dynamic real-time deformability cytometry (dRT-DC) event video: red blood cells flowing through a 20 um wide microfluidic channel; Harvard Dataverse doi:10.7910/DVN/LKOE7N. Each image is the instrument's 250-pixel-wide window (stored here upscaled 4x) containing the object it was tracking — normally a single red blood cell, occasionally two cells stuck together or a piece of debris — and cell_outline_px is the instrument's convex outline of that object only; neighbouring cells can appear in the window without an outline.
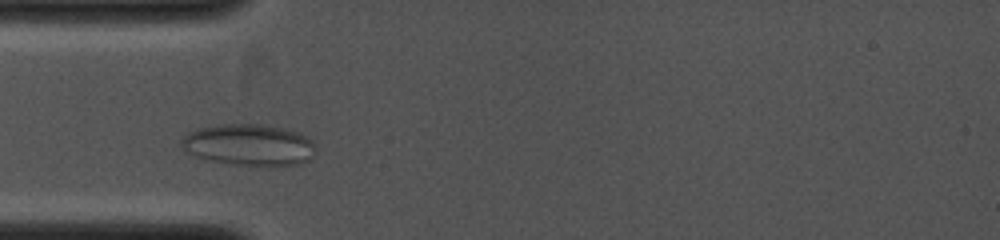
{"species": "common noctule bat (a hibernating species)", "species_latin": "Nyctalus noctula", "temperature_condition": "cold", "stored_images_in_passage": 25, "camera_frame_rate_fps": 4000, "um_per_image_px": 0.085, "animal": {"sex": "female", "body_mass_g": 19.0, "forearm_length_mm": 53.3}, "frame": {"image": 1, "passage_image": 4, "time_ms": 1.5, "image_size_px": [1000, 240], "cell_outline_px": [[316, 152], [308, 160], [296, 164], [228, 164], [208, 160], [196, 156], [188, 152], [180, 144], [180, 140], [188, 132], [196, 128], [220, 124], [260, 124], [284, 128], [300, 132], [308, 136], [312, 140]], "centroid_in_image_um": [21.15, 12.28], "position_along_channel_um": 63.9, "area_um2": 32.31}}
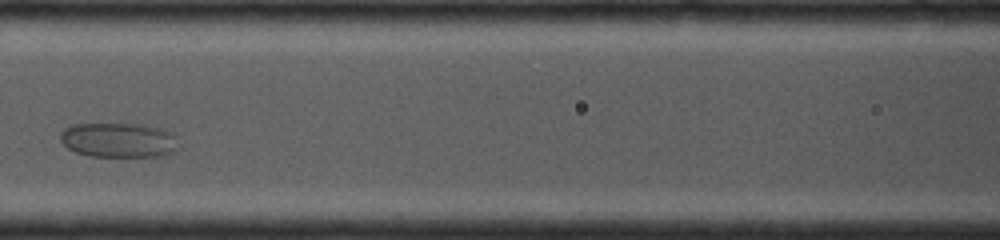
{"frame": {"image": 2, "passage_image": 8, "time_ms": 3.5, "image_size_px": [1000, 240], "cell_outline_px": [[176, 152], [164, 156], [92, 156], [76, 152], [68, 148], [60, 140], [60, 132], [64, 128], [72, 124], [132, 124], [164, 128], [176, 132]], "centroid_in_image_um": [10.12, 11.9], "position_along_channel_um": 156.5, "area_um2": 24.1}}
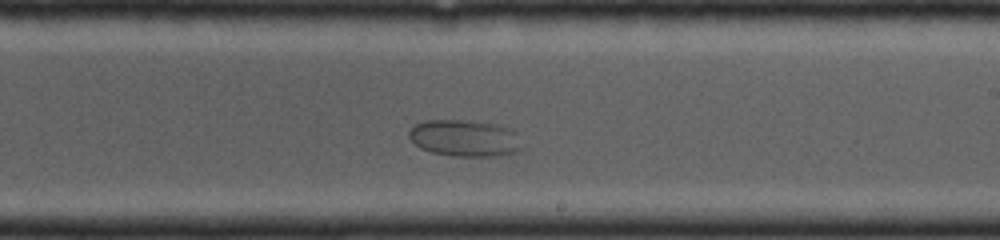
{"frame": {"image": 3, "passage_image": 12, "time_ms": 5.5, "image_size_px": [1000, 240], "cell_outline_px": [[524, 148], [508, 156], [452, 156], [432, 152], [420, 148], [408, 136], [408, 132], [416, 124], [424, 120], [484, 120], [504, 124], [512, 128], [516, 132]], "centroid_in_image_um": [39.61, 11.72], "position_along_channel_um": 249.4, "area_um2": 25.03}}